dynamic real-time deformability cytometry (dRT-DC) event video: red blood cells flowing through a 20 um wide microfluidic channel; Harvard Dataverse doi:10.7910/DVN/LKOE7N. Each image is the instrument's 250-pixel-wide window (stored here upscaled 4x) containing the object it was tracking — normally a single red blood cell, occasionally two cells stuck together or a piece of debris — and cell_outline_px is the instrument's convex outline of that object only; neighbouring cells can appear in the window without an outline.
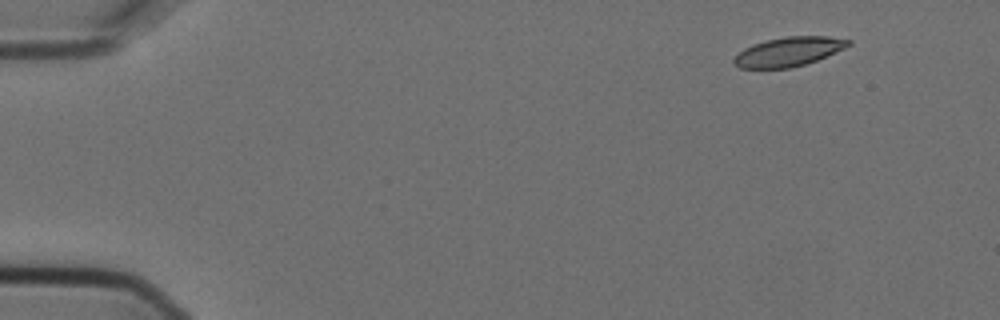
{"species": "Egyptian fruit bat (a non-hibernating species)", "species_latin": "Rousettus aegyptiacus", "temperature_condition": "cold", "stored_images_in_passage": 10, "camera_frame_rate_fps": 3000, "um_per_image_px": 0.085, "animal": {"sex": "female"}, "frame": {"image": 1, "passage_image": 1, "time_ms": 0.0, "image_size_px": [1000, 320], "cell_outline_px": [[852, 44], [844, 48], [816, 60], [804, 64], [788, 68], [740, 68], [732, 64], [732, 60], [744, 48], [752, 44], [768, 40], [788, 36], [828, 36], [852, 40]], "centroid_in_image_um": [67.02, 4.39], "position_along_channel_um": 18.0, "area_um2": 19.31}}
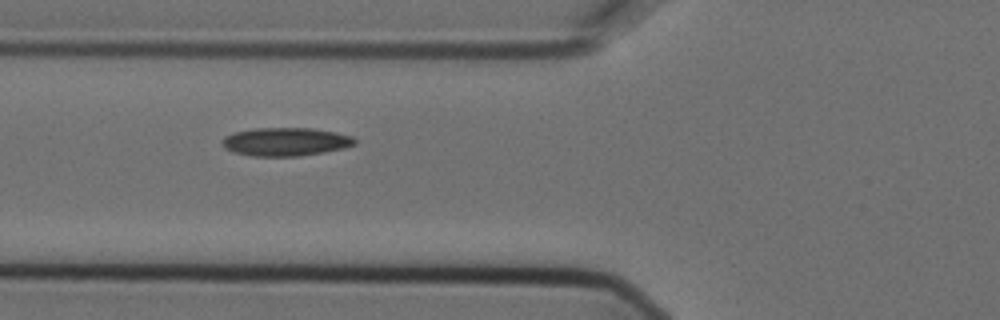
{"frame": {"image": 2, "passage_image": 5, "time_ms": 1.333, "image_size_px": [1000, 320], "cell_outline_px": [[356, 144], [344, 148], [324, 152], [300, 156], [252, 156], [232, 152], [224, 148], [220, 140], [224, 136], [232, 132], [256, 128], [312, 128], [336, 132], [352, 136], [356, 140]], "centroid_in_image_um": [24.24, 12.05], "position_along_channel_um": 101.6, "area_um2": 22.14}}
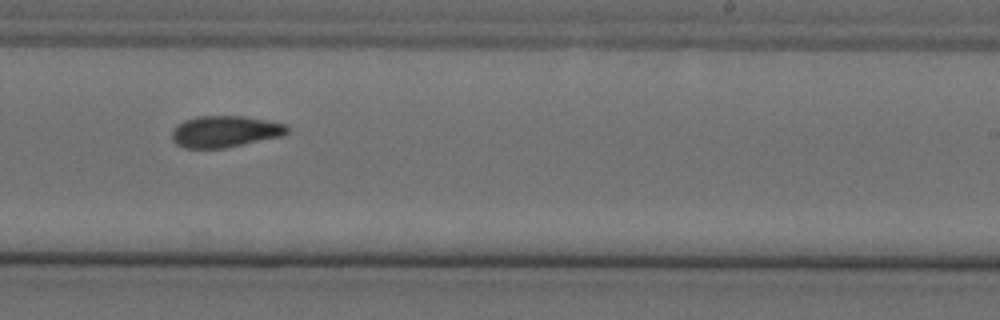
{"frame": {"image": 3, "passage_image": 9, "time_ms": 2.667, "image_size_px": [1000, 320], "cell_outline_px": [[288, 132], [280, 136], [224, 148], [184, 148], [176, 144], [172, 140], [172, 128], [184, 120], [200, 116], [244, 116], [288, 124]], "centroid_in_image_um": [19.09, 11.17], "position_along_channel_um": 269.9, "area_um2": 21.1}}